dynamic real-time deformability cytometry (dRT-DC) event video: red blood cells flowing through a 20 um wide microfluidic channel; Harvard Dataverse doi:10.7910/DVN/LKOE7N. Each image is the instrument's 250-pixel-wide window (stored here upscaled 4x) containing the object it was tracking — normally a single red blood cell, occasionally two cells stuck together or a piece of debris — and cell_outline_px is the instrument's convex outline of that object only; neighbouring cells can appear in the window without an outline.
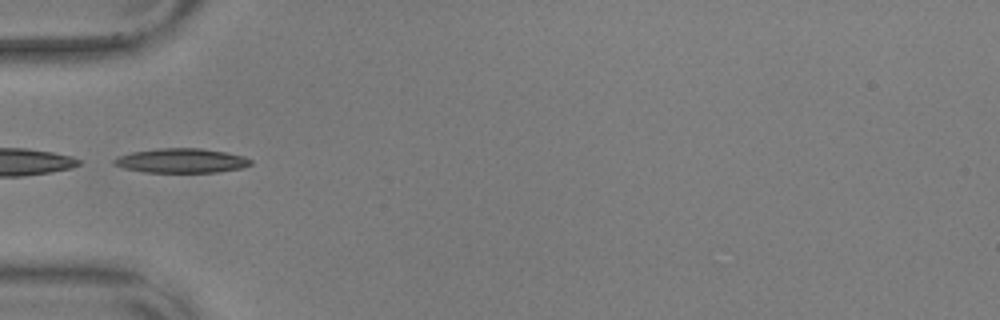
{"species": "common noctule bat (a hibernating species)", "species_latin": "Nyctalus noctula", "temperature_condition": "warm", "stored_images_in_passage": 36, "camera_frame_rate_fps": 3000, "um_per_image_px": 0.085, "animal": {"sex": "male", "body_mass_g": 17.9, "forearm_length_mm": 54.2}, "frame": {"image": 1, "passage_image": 1, "time_ms": 0.0, "image_size_px": [1000, 320], "cell_outline_px": [[252, 164], [244, 168], [216, 172], [144, 172], [124, 168], [112, 164], [112, 160], [120, 156], [132, 152], [160, 148], [200, 148], [224, 152], [244, 156], [252, 160]], "centroid_in_image_um": [15.44, 13.66], "position_along_channel_um": 69.6, "area_um2": 19.42}}
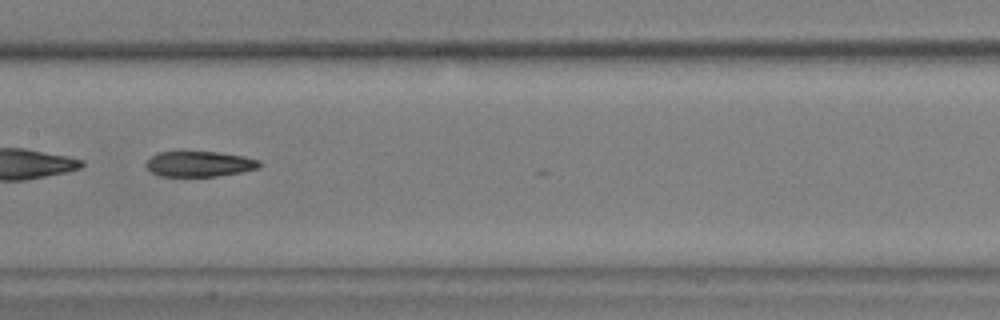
{"frame": {"image": 2, "passage_image": 11, "time_ms": 3.333, "image_size_px": [1000, 320], "cell_outline_px": [[260, 168], [240, 172], [216, 176], [160, 176], [152, 172], [144, 164], [156, 152], [216, 152], [244, 156], [260, 160]], "centroid_in_image_um": [16.95, 13.93], "position_along_channel_um": 190.4, "area_um2": 16.7}, "authors_computed_cell_mechanics": {"area_um2": 17.8891, "velocity_mm_per_s": 3.6149, "shape_relaxation_time_tau1_ms": null, "shape_relaxation_time_tau2_ms": 8.1145, "deformation_change_tau1": null, "deformation_change_tau2": 0.1614}}